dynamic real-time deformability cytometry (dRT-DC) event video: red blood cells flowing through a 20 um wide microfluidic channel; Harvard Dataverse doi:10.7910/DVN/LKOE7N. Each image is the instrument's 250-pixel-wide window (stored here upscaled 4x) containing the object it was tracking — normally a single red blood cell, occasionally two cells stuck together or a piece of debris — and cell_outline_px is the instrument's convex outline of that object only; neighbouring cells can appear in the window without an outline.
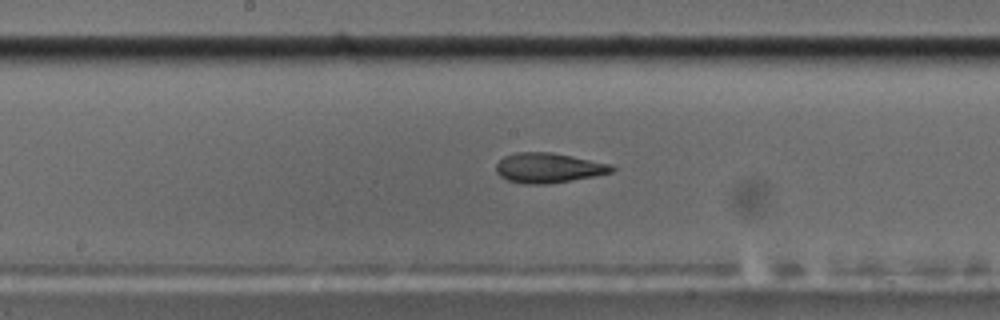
{"species": "common noctule bat (a hibernating species)", "species_latin": "Nyctalus noctula", "temperature_condition": "cold", "stored_images_in_passage": 52, "camera_frame_rate_fps": 3000, "um_per_image_px": 0.085, "animal": {"sex": "male", "body_mass_g": 17.5, "forearm_length_mm": 52.3}, "frame": {"image": 1, "passage_image": 25, "time_ms": 8.0, "image_size_px": [1000, 320], "cell_outline_px": [[616, 168], [612, 172], [572, 180], [548, 184], [524, 184], [508, 180], [500, 176], [496, 172], [496, 164], [504, 156], [516, 152], [552, 152], [612, 164]], "centroid_in_image_um": [46.61, 14.26], "position_along_channel_um": 201.6, "area_um2": 20.17}}
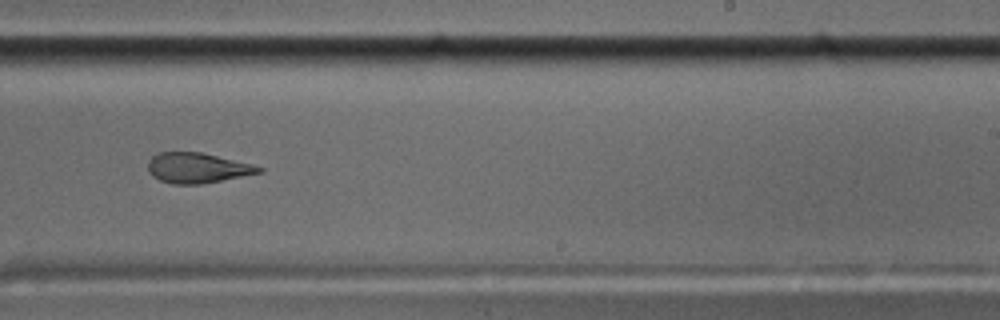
{"frame": {"image": 2, "passage_image": 31, "time_ms": 10.0, "image_size_px": [1000, 320], "cell_outline_px": [[264, 172], [200, 184], [172, 184], [160, 180], [152, 176], [148, 172], [148, 160], [152, 156], [160, 152], [200, 152], [252, 164], [264, 168]], "centroid_in_image_um": [16.75, 14.27], "position_along_channel_um": 272.2, "area_um2": 19.48}}
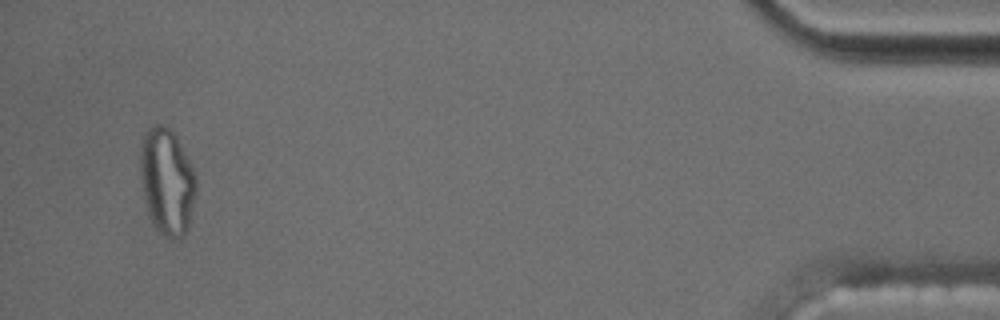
{"frame": {"image": 3, "passage_image": 50, "time_ms": 16.333, "image_size_px": [1000, 320], "cell_outline_px": [[196, 192], [188, 228], [180, 236], [172, 240], [164, 236], [156, 228], [148, 212], [140, 180], [140, 140], [144, 132], [152, 124], [164, 124], [176, 136], [196, 176]], "centroid_in_image_um": [14.16, 15.38], "position_along_channel_um": 421.0, "area_um2": 34.62}, "authors_computed_cell_mechanics": {"area_um2": 20.23, "velocity_mm_per_s": 3.5395, "shape_relaxation_time_tau1_ms": 10.9719, "shape_relaxation_time_tau2_ms": 1.7392, "deformation_change_tau1": 0.3003, "deformation_change_tau2": 0.0808}}